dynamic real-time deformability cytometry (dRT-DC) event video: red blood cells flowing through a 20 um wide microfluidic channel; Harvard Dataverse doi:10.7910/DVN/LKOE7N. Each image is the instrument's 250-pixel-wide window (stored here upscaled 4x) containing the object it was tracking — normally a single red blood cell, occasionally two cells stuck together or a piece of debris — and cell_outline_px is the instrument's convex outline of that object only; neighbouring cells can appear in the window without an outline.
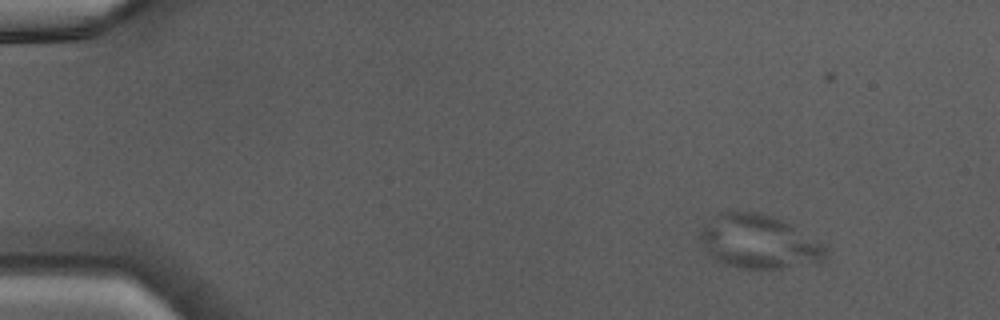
{"species": "Egyptian fruit bat (a non-hibernating species)", "species_latin": "Rousettus aegyptiacus", "temperature_condition": "warm", "stored_images_in_passage": 42, "camera_frame_rate_fps": 3000, "um_per_image_px": 0.085, "animal": {"sex": "male"}, "frame": {"image": 1, "passage_image": 1, "time_ms": 0.0, "image_size_px": [1000, 320], "cell_outline_px": [[828, 256], [824, 260], [816, 264], [780, 268], [740, 268], [724, 264], [704, 252], [700, 240], [700, 232], [720, 212], [728, 208], [760, 212], [772, 216], [792, 224], [828, 248]], "centroid_in_image_um": [64.52, 20.53], "position_along_channel_um": 20.5, "area_um2": 39.88}}
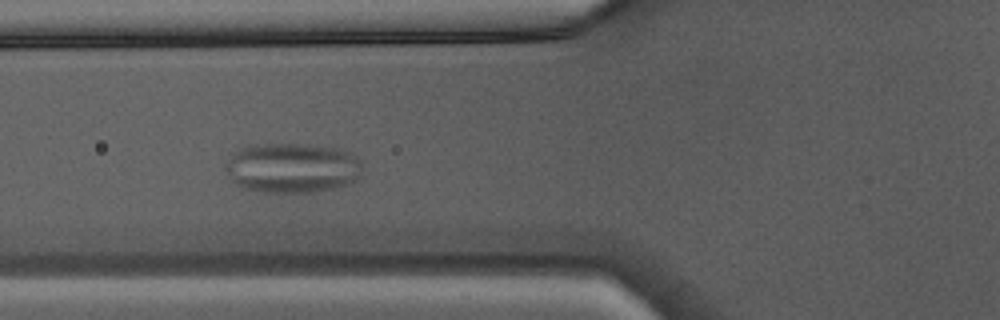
{"frame": {"image": 2, "passage_image": 14, "time_ms": 4.333, "image_size_px": [1000, 320], "cell_outline_px": [[360, 176], [356, 180], [348, 184], [336, 188], [312, 192], [260, 192], [244, 188], [236, 184], [232, 180], [224, 168], [224, 164], [232, 152], [240, 148], [264, 144], [304, 144], [336, 148], [352, 152], [360, 160]], "centroid_in_image_um": [24.82, 14.27], "position_along_channel_um": 101.0, "area_um2": 40.06}}
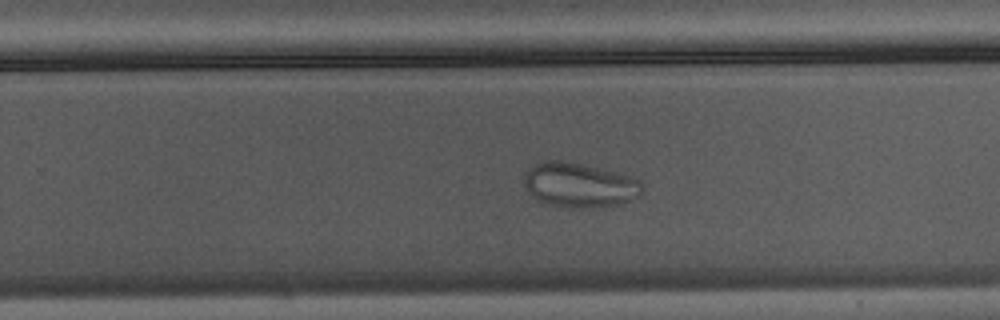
{"frame": {"image": 3, "passage_image": 26, "time_ms": 8.333, "image_size_px": [1000, 320], "cell_outline_px": [[644, 192], [640, 196], [616, 204], [600, 208], [576, 208], [548, 204], [536, 200], [528, 192], [524, 184], [524, 172], [528, 168], [544, 160], [564, 160], [632, 176], [640, 180], [644, 184]], "centroid_in_image_um": [49.25, 15.73], "position_along_channel_um": 280.5, "area_um2": 31.04}}